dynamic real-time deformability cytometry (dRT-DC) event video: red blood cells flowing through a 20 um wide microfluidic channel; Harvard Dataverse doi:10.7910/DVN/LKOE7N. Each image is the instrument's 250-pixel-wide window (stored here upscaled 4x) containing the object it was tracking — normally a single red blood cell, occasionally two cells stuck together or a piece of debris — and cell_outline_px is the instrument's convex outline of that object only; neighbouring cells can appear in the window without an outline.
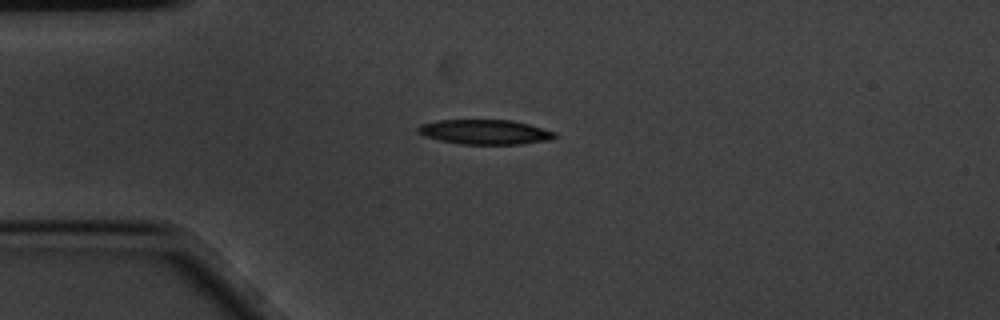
{"species": "common noctule bat (a hibernating species)", "species_latin": "Nyctalus noctula", "temperature_condition": "cold", "stored_images_in_passage": 5, "camera_frame_rate_fps": 3000, "um_per_image_px": 0.085, "animal": {"sex": "male", "body_mass_g": 20.1, "forearm_length_mm": 53.5}, "frame": {"image": 1, "passage_image": 1, "time_ms": 0.0, "image_size_px": [1000, 320], "cell_outline_px": [[556, 136], [548, 140], [520, 144], [460, 144], [440, 140], [424, 136], [416, 132], [416, 128], [420, 124], [440, 120], [512, 120], [528, 124], [556, 132]], "centroid_in_image_um": [41.18, 11.22], "position_along_channel_um": 43.8, "area_um2": 19.65}}
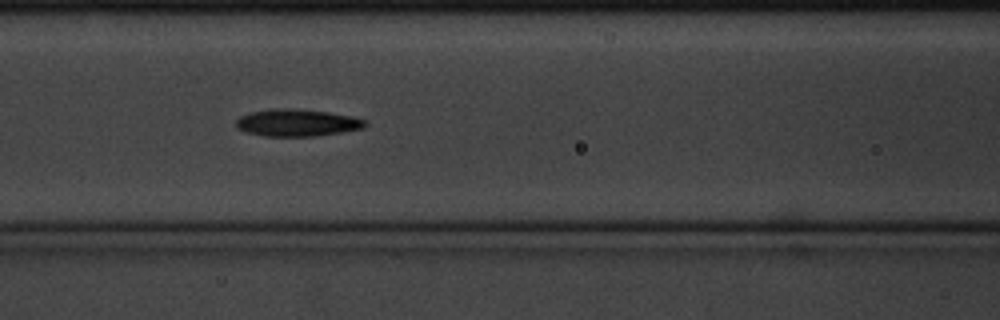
{"frame": {"image": 2, "passage_image": 4, "time_ms": 1.0, "image_size_px": [1000, 320], "cell_outline_px": [[368, 124], [364, 128], [316, 136], [264, 136], [248, 132], [236, 128], [236, 120], [240, 116], [252, 112], [276, 108], [288, 108], [328, 112], [352, 116], [368, 120]], "centroid_in_image_um": [25.28, 10.43], "position_along_channel_um": 141.3, "area_um2": 20.35}}
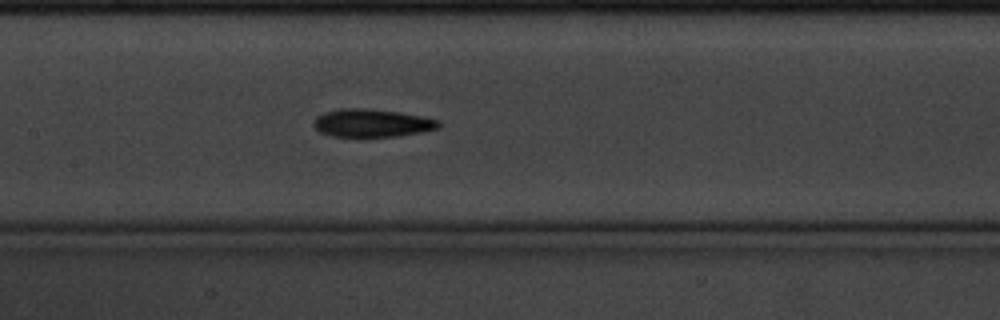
{"frame": {"image": 3, "passage_image": 5, "time_ms": 1.333, "image_size_px": [1000, 320], "cell_outline_px": [[440, 128], [420, 132], [396, 136], [332, 136], [320, 132], [312, 124], [316, 116], [324, 112], [340, 108], [368, 108], [400, 112], [440, 120]], "centroid_in_image_um": [31.6, 10.44], "position_along_channel_um": 175.8, "area_um2": 20.35}}